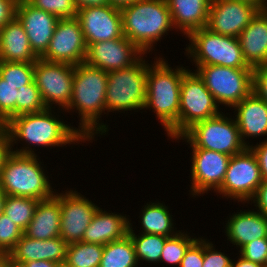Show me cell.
I'll use <instances>...</instances> for the list:
<instances>
[{"label":"cell","instance_id":"obj_41","mask_svg":"<svg viewBox=\"0 0 267 267\" xmlns=\"http://www.w3.org/2000/svg\"><path fill=\"white\" fill-rule=\"evenodd\" d=\"M250 148L257 157L262 179L267 180V137L262 142L259 140V144L252 143Z\"/></svg>","mask_w":267,"mask_h":267},{"label":"cell","instance_id":"obj_40","mask_svg":"<svg viewBox=\"0 0 267 267\" xmlns=\"http://www.w3.org/2000/svg\"><path fill=\"white\" fill-rule=\"evenodd\" d=\"M252 91L267 103V63L254 69Z\"/></svg>","mask_w":267,"mask_h":267},{"label":"cell","instance_id":"obj_26","mask_svg":"<svg viewBox=\"0 0 267 267\" xmlns=\"http://www.w3.org/2000/svg\"><path fill=\"white\" fill-rule=\"evenodd\" d=\"M174 30L182 36L207 26L212 0H166Z\"/></svg>","mask_w":267,"mask_h":267},{"label":"cell","instance_id":"obj_29","mask_svg":"<svg viewBox=\"0 0 267 267\" xmlns=\"http://www.w3.org/2000/svg\"><path fill=\"white\" fill-rule=\"evenodd\" d=\"M163 203L159 202V200L147 202L146 205L144 203V208H141L140 216L138 217L139 219L141 218L138 222L141 223L140 229H142L141 232L139 230V233L172 237L180 231L175 228L176 223L173 222V215L170 213L169 206Z\"/></svg>","mask_w":267,"mask_h":267},{"label":"cell","instance_id":"obj_8","mask_svg":"<svg viewBox=\"0 0 267 267\" xmlns=\"http://www.w3.org/2000/svg\"><path fill=\"white\" fill-rule=\"evenodd\" d=\"M185 38L189 40V45L184 48L185 56H188L192 65L251 68L244 60L237 37L217 34L204 27L191 32Z\"/></svg>","mask_w":267,"mask_h":267},{"label":"cell","instance_id":"obj_46","mask_svg":"<svg viewBox=\"0 0 267 267\" xmlns=\"http://www.w3.org/2000/svg\"><path fill=\"white\" fill-rule=\"evenodd\" d=\"M237 261L232 260L231 267H263V265L244 259L242 256H237Z\"/></svg>","mask_w":267,"mask_h":267},{"label":"cell","instance_id":"obj_11","mask_svg":"<svg viewBox=\"0 0 267 267\" xmlns=\"http://www.w3.org/2000/svg\"><path fill=\"white\" fill-rule=\"evenodd\" d=\"M189 68L181 81L180 108L177 120V137L193 124L219 115L221 107L206 88L197 72Z\"/></svg>","mask_w":267,"mask_h":267},{"label":"cell","instance_id":"obj_47","mask_svg":"<svg viewBox=\"0 0 267 267\" xmlns=\"http://www.w3.org/2000/svg\"><path fill=\"white\" fill-rule=\"evenodd\" d=\"M28 267H57L59 264L52 261L47 260H36V261H29L26 262Z\"/></svg>","mask_w":267,"mask_h":267},{"label":"cell","instance_id":"obj_42","mask_svg":"<svg viewBox=\"0 0 267 267\" xmlns=\"http://www.w3.org/2000/svg\"><path fill=\"white\" fill-rule=\"evenodd\" d=\"M252 203L257 209L256 211L267 217V180L262 181L253 197L248 201V204L252 205Z\"/></svg>","mask_w":267,"mask_h":267},{"label":"cell","instance_id":"obj_53","mask_svg":"<svg viewBox=\"0 0 267 267\" xmlns=\"http://www.w3.org/2000/svg\"><path fill=\"white\" fill-rule=\"evenodd\" d=\"M57 267H67L65 264H59Z\"/></svg>","mask_w":267,"mask_h":267},{"label":"cell","instance_id":"obj_24","mask_svg":"<svg viewBox=\"0 0 267 267\" xmlns=\"http://www.w3.org/2000/svg\"><path fill=\"white\" fill-rule=\"evenodd\" d=\"M244 60L253 69L267 63V10H261L237 37Z\"/></svg>","mask_w":267,"mask_h":267},{"label":"cell","instance_id":"obj_12","mask_svg":"<svg viewBox=\"0 0 267 267\" xmlns=\"http://www.w3.org/2000/svg\"><path fill=\"white\" fill-rule=\"evenodd\" d=\"M262 181L257 157L250 147H246L231 156L224 181L216 195L244 205L253 197Z\"/></svg>","mask_w":267,"mask_h":267},{"label":"cell","instance_id":"obj_5","mask_svg":"<svg viewBox=\"0 0 267 267\" xmlns=\"http://www.w3.org/2000/svg\"><path fill=\"white\" fill-rule=\"evenodd\" d=\"M120 10L123 35L145 54L174 29L166 0H137Z\"/></svg>","mask_w":267,"mask_h":267},{"label":"cell","instance_id":"obj_18","mask_svg":"<svg viewBox=\"0 0 267 267\" xmlns=\"http://www.w3.org/2000/svg\"><path fill=\"white\" fill-rule=\"evenodd\" d=\"M80 22L86 46L105 40L122 38L121 10L109 4L79 9Z\"/></svg>","mask_w":267,"mask_h":267},{"label":"cell","instance_id":"obj_34","mask_svg":"<svg viewBox=\"0 0 267 267\" xmlns=\"http://www.w3.org/2000/svg\"><path fill=\"white\" fill-rule=\"evenodd\" d=\"M179 231L176 235L168 237L165 240V245L161 253L159 263L172 264V266H180L181 260L188 247L197 239L189 235L190 232Z\"/></svg>","mask_w":267,"mask_h":267},{"label":"cell","instance_id":"obj_31","mask_svg":"<svg viewBox=\"0 0 267 267\" xmlns=\"http://www.w3.org/2000/svg\"><path fill=\"white\" fill-rule=\"evenodd\" d=\"M133 223L130 220V228L128 231L129 236L132 239L134 245L136 259L138 263H153L154 265L159 264L162 250L165 245V240L168 238L163 235L157 234H144L135 233L133 230Z\"/></svg>","mask_w":267,"mask_h":267},{"label":"cell","instance_id":"obj_43","mask_svg":"<svg viewBox=\"0 0 267 267\" xmlns=\"http://www.w3.org/2000/svg\"><path fill=\"white\" fill-rule=\"evenodd\" d=\"M11 150L10 133L6 124H0V173Z\"/></svg>","mask_w":267,"mask_h":267},{"label":"cell","instance_id":"obj_51","mask_svg":"<svg viewBox=\"0 0 267 267\" xmlns=\"http://www.w3.org/2000/svg\"><path fill=\"white\" fill-rule=\"evenodd\" d=\"M0 267H9V254H0Z\"/></svg>","mask_w":267,"mask_h":267},{"label":"cell","instance_id":"obj_33","mask_svg":"<svg viewBox=\"0 0 267 267\" xmlns=\"http://www.w3.org/2000/svg\"><path fill=\"white\" fill-rule=\"evenodd\" d=\"M39 200L21 196H6L3 213L24 232L33 218Z\"/></svg>","mask_w":267,"mask_h":267},{"label":"cell","instance_id":"obj_17","mask_svg":"<svg viewBox=\"0 0 267 267\" xmlns=\"http://www.w3.org/2000/svg\"><path fill=\"white\" fill-rule=\"evenodd\" d=\"M144 54L134 43L123 36L88 45L84 62L108 73L132 66Z\"/></svg>","mask_w":267,"mask_h":267},{"label":"cell","instance_id":"obj_19","mask_svg":"<svg viewBox=\"0 0 267 267\" xmlns=\"http://www.w3.org/2000/svg\"><path fill=\"white\" fill-rule=\"evenodd\" d=\"M258 11L242 1L212 0L206 28L224 36L238 37Z\"/></svg>","mask_w":267,"mask_h":267},{"label":"cell","instance_id":"obj_48","mask_svg":"<svg viewBox=\"0 0 267 267\" xmlns=\"http://www.w3.org/2000/svg\"><path fill=\"white\" fill-rule=\"evenodd\" d=\"M137 0H108V4L114 7H117L119 9L131 5Z\"/></svg>","mask_w":267,"mask_h":267},{"label":"cell","instance_id":"obj_15","mask_svg":"<svg viewBox=\"0 0 267 267\" xmlns=\"http://www.w3.org/2000/svg\"><path fill=\"white\" fill-rule=\"evenodd\" d=\"M86 52L80 22L76 17L65 18L58 20L49 46L40 58L75 66L85 61Z\"/></svg>","mask_w":267,"mask_h":267},{"label":"cell","instance_id":"obj_32","mask_svg":"<svg viewBox=\"0 0 267 267\" xmlns=\"http://www.w3.org/2000/svg\"><path fill=\"white\" fill-rule=\"evenodd\" d=\"M103 254V245L74 242L67 246L64 264L67 267H99Z\"/></svg>","mask_w":267,"mask_h":267},{"label":"cell","instance_id":"obj_22","mask_svg":"<svg viewBox=\"0 0 267 267\" xmlns=\"http://www.w3.org/2000/svg\"><path fill=\"white\" fill-rule=\"evenodd\" d=\"M226 219L224 233L238 251L251 241L267 238V217L255 209L234 212Z\"/></svg>","mask_w":267,"mask_h":267},{"label":"cell","instance_id":"obj_52","mask_svg":"<svg viewBox=\"0 0 267 267\" xmlns=\"http://www.w3.org/2000/svg\"><path fill=\"white\" fill-rule=\"evenodd\" d=\"M6 196L7 195L0 188V215L3 213V210H4V203H5Z\"/></svg>","mask_w":267,"mask_h":267},{"label":"cell","instance_id":"obj_23","mask_svg":"<svg viewBox=\"0 0 267 267\" xmlns=\"http://www.w3.org/2000/svg\"><path fill=\"white\" fill-rule=\"evenodd\" d=\"M68 244L59 236L47 240L33 239L22 235L8 253L14 260L29 262L47 260L64 264Z\"/></svg>","mask_w":267,"mask_h":267},{"label":"cell","instance_id":"obj_49","mask_svg":"<svg viewBox=\"0 0 267 267\" xmlns=\"http://www.w3.org/2000/svg\"><path fill=\"white\" fill-rule=\"evenodd\" d=\"M249 3L255 6L259 11L264 10L266 8V3L263 0H235Z\"/></svg>","mask_w":267,"mask_h":267},{"label":"cell","instance_id":"obj_1","mask_svg":"<svg viewBox=\"0 0 267 267\" xmlns=\"http://www.w3.org/2000/svg\"><path fill=\"white\" fill-rule=\"evenodd\" d=\"M57 109L47 108L37 113H26L11 118L6 126L10 133L11 150L19 154L37 155L35 147H63L78 145L87 140L71 123L66 124L63 118L59 119ZM62 111V112H61ZM58 113V114H57ZM21 144V149L14 148L15 144ZM23 142V143H21ZM24 144V145H23ZM23 146V147H22ZM33 146V148H32ZM35 151V152H34Z\"/></svg>","mask_w":267,"mask_h":267},{"label":"cell","instance_id":"obj_28","mask_svg":"<svg viewBox=\"0 0 267 267\" xmlns=\"http://www.w3.org/2000/svg\"><path fill=\"white\" fill-rule=\"evenodd\" d=\"M61 202L53 195L49 199L39 200L32 220L23 232L33 239L47 240L60 236Z\"/></svg>","mask_w":267,"mask_h":267},{"label":"cell","instance_id":"obj_7","mask_svg":"<svg viewBox=\"0 0 267 267\" xmlns=\"http://www.w3.org/2000/svg\"><path fill=\"white\" fill-rule=\"evenodd\" d=\"M145 58L147 54L130 67L108 72L105 101L107 116L114 111L116 114L144 110L148 71V61Z\"/></svg>","mask_w":267,"mask_h":267},{"label":"cell","instance_id":"obj_38","mask_svg":"<svg viewBox=\"0 0 267 267\" xmlns=\"http://www.w3.org/2000/svg\"><path fill=\"white\" fill-rule=\"evenodd\" d=\"M215 245L204 238V261L202 267H231L233 259L230 256L217 250ZM216 249V250H215Z\"/></svg>","mask_w":267,"mask_h":267},{"label":"cell","instance_id":"obj_9","mask_svg":"<svg viewBox=\"0 0 267 267\" xmlns=\"http://www.w3.org/2000/svg\"><path fill=\"white\" fill-rule=\"evenodd\" d=\"M228 114L224 111L193 124L181 136L175 138V142L184 140L190 145L189 148L207 149L230 156L242 152L246 146L241 140L234 115L232 118Z\"/></svg>","mask_w":267,"mask_h":267},{"label":"cell","instance_id":"obj_13","mask_svg":"<svg viewBox=\"0 0 267 267\" xmlns=\"http://www.w3.org/2000/svg\"><path fill=\"white\" fill-rule=\"evenodd\" d=\"M75 66L38 58L34 66V82L46 108L65 110L73 90ZM53 104L55 106H53Z\"/></svg>","mask_w":267,"mask_h":267},{"label":"cell","instance_id":"obj_10","mask_svg":"<svg viewBox=\"0 0 267 267\" xmlns=\"http://www.w3.org/2000/svg\"><path fill=\"white\" fill-rule=\"evenodd\" d=\"M196 68V69H195ZM216 103L229 107L246 98L253 88V68H230L218 65L195 66Z\"/></svg>","mask_w":267,"mask_h":267},{"label":"cell","instance_id":"obj_30","mask_svg":"<svg viewBox=\"0 0 267 267\" xmlns=\"http://www.w3.org/2000/svg\"><path fill=\"white\" fill-rule=\"evenodd\" d=\"M138 265L134 245L129 234L103 246L99 267H138Z\"/></svg>","mask_w":267,"mask_h":267},{"label":"cell","instance_id":"obj_39","mask_svg":"<svg viewBox=\"0 0 267 267\" xmlns=\"http://www.w3.org/2000/svg\"><path fill=\"white\" fill-rule=\"evenodd\" d=\"M204 261V237H198L186 250L179 267H202Z\"/></svg>","mask_w":267,"mask_h":267},{"label":"cell","instance_id":"obj_6","mask_svg":"<svg viewBox=\"0 0 267 267\" xmlns=\"http://www.w3.org/2000/svg\"><path fill=\"white\" fill-rule=\"evenodd\" d=\"M38 156L9 154L0 173V188L6 195L45 200L55 194Z\"/></svg>","mask_w":267,"mask_h":267},{"label":"cell","instance_id":"obj_20","mask_svg":"<svg viewBox=\"0 0 267 267\" xmlns=\"http://www.w3.org/2000/svg\"><path fill=\"white\" fill-rule=\"evenodd\" d=\"M15 17L20 21L28 36L34 54L40 58L47 50L59 18L18 0Z\"/></svg>","mask_w":267,"mask_h":267},{"label":"cell","instance_id":"obj_36","mask_svg":"<svg viewBox=\"0 0 267 267\" xmlns=\"http://www.w3.org/2000/svg\"><path fill=\"white\" fill-rule=\"evenodd\" d=\"M23 235V231L6 214L0 215V254H8Z\"/></svg>","mask_w":267,"mask_h":267},{"label":"cell","instance_id":"obj_35","mask_svg":"<svg viewBox=\"0 0 267 267\" xmlns=\"http://www.w3.org/2000/svg\"><path fill=\"white\" fill-rule=\"evenodd\" d=\"M35 8L57 16L59 19L75 18L78 9L74 0H26Z\"/></svg>","mask_w":267,"mask_h":267},{"label":"cell","instance_id":"obj_16","mask_svg":"<svg viewBox=\"0 0 267 267\" xmlns=\"http://www.w3.org/2000/svg\"><path fill=\"white\" fill-rule=\"evenodd\" d=\"M69 189L54 194L61 202L60 237L67 244L82 241L85 230L99 208L80 192Z\"/></svg>","mask_w":267,"mask_h":267},{"label":"cell","instance_id":"obj_3","mask_svg":"<svg viewBox=\"0 0 267 267\" xmlns=\"http://www.w3.org/2000/svg\"><path fill=\"white\" fill-rule=\"evenodd\" d=\"M161 56L156 54L154 61L151 64L148 63L144 109L152 110L156 114V119L163 126L167 137L174 142V139L177 138L181 81L188 66L181 65L172 68L163 58L164 56Z\"/></svg>","mask_w":267,"mask_h":267},{"label":"cell","instance_id":"obj_14","mask_svg":"<svg viewBox=\"0 0 267 267\" xmlns=\"http://www.w3.org/2000/svg\"><path fill=\"white\" fill-rule=\"evenodd\" d=\"M191 154V185L189 194L196 196L217 192L225 178L230 155L201 148H190Z\"/></svg>","mask_w":267,"mask_h":267},{"label":"cell","instance_id":"obj_21","mask_svg":"<svg viewBox=\"0 0 267 267\" xmlns=\"http://www.w3.org/2000/svg\"><path fill=\"white\" fill-rule=\"evenodd\" d=\"M233 108L240 137L246 147L252 143L246 139L267 136V103L264 100L252 91Z\"/></svg>","mask_w":267,"mask_h":267},{"label":"cell","instance_id":"obj_27","mask_svg":"<svg viewBox=\"0 0 267 267\" xmlns=\"http://www.w3.org/2000/svg\"><path fill=\"white\" fill-rule=\"evenodd\" d=\"M37 60L25 29L14 17L0 29V61L35 63Z\"/></svg>","mask_w":267,"mask_h":267},{"label":"cell","instance_id":"obj_45","mask_svg":"<svg viewBox=\"0 0 267 267\" xmlns=\"http://www.w3.org/2000/svg\"><path fill=\"white\" fill-rule=\"evenodd\" d=\"M76 8H88V7H95V6H104L108 4V0H74Z\"/></svg>","mask_w":267,"mask_h":267},{"label":"cell","instance_id":"obj_50","mask_svg":"<svg viewBox=\"0 0 267 267\" xmlns=\"http://www.w3.org/2000/svg\"><path fill=\"white\" fill-rule=\"evenodd\" d=\"M9 267H28V265L25 262L14 260L9 255Z\"/></svg>","mask_w":267,"mask_h":267},{"label":"cell","instance_id":"obj_54","mask_svg":"<svg viewBox=\"0 0 267 267\" xmlns=\"http://www.w3.org/2000/svg\"><path fill=\"white\" fill-rule=\"evenodd\" d=\"M263 267H267V259H266L265 264L263 265Z\"/></svg>","mask_w":267,"mask_h":267},{"label":"cell","instance_id":"obj_25","mask_svg":"<svg viewBox=\"0 0 267 267\" xmlns=\"http://www.w3.org/2000/svg\"><path fill=\"white\" fill-rule=\"evenodd\" d=\"M123 213L98 208L84 232L82 242L105 245L128 235L130 219Z\"/></svg>","mask_w":267,"mask_h":267},{"label":"cell","instance_id":"obj_4","mask_svg":"<svg viewBox=\"0 0 267 267\" xmlns=\"http://www.w3.org/2000/svg\"><path fill=\"white\" fill-rule=\"evenodd\" d=\"M35 63L0 61V124L46 108L34 82Z\"/></svg>","mask_w":267,"mask_h":267},{"label":"cell","instance_id":"obj_2","mask_svg":"<svg viewBox=\"0 0 267 267\" xmlns=\"http://www.w3.org/2000/svg\"><path fill=\"white\" fill-rule=\"evenodd\" d=\"M107 79L108 73L100 68L85 62L75 65L72 97L64 111H76L80 118L77 130L88 143H92L96 135L103 136L109 131L101 119L105 115Z\"/></svg>","mask_w":267,"mask_h":267},{"label":"cell","instance_id":"obj_44","mask_svg":"<svg viewBox=\"0 0 267 267\" xmlns=\"http://www.w3.org/2000/svg\"><path fill=\"white\" fill-rule=\"evenodd\" d=\"M17 2L18 0H0V29L15 17Z\"/></svg>","mask_w":267,"mask_h":267},{"label":"cell","instance_id":"obj_37","mask_svg":"<svg viewBox=\"0 0 267 267\" xmlns=\"http://www.w3.org/2000/svg\"><path fill=\"white\" fill-rule=\"evenodd\" d=\"M239 255L246 260L264 265L267 259V238H259L245 244L239 250Z\"/></svg>","mask_w":267,"mask_h":267}]
</instances>
